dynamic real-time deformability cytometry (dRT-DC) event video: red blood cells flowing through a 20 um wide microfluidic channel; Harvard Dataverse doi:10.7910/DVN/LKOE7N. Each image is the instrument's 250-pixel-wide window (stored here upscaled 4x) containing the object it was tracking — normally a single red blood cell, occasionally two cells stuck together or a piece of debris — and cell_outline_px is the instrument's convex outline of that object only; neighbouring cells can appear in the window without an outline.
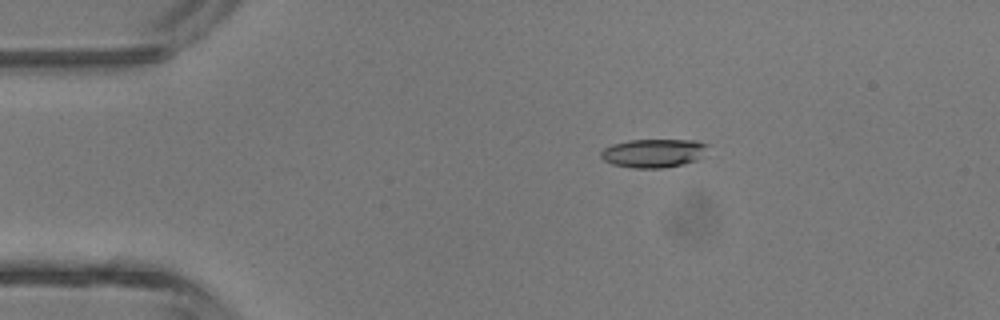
{"species": "common noctule bat (a hibernating species)", "species_latin": "Nyctalus noctula", "temperature_condition": "room temperature", "stored_images_in_passage": 3, "camera_frame_rate_fps": 3000, "um_per_image_px": 0.085, "animal": {"sex": "male", "body_mass_g": 13.3}, "frame": {"image": 1, "passage_image": 2, "time_ms": 1.0, "image_size_px": [1000, 320], "cell_outline_px": [[708, 144], [700, 156], [696, 160], [684, 164], [660, 168], [632, 168], [612, 164], [604, 160], [600, 156], [600, 152], [604, 148], [612, 144], [628, 140], [696, 140]], "centroid_in_image_um": [55.5, 13.01], "position_along_channel_um": 29.5, "area_um2": 17.69}}